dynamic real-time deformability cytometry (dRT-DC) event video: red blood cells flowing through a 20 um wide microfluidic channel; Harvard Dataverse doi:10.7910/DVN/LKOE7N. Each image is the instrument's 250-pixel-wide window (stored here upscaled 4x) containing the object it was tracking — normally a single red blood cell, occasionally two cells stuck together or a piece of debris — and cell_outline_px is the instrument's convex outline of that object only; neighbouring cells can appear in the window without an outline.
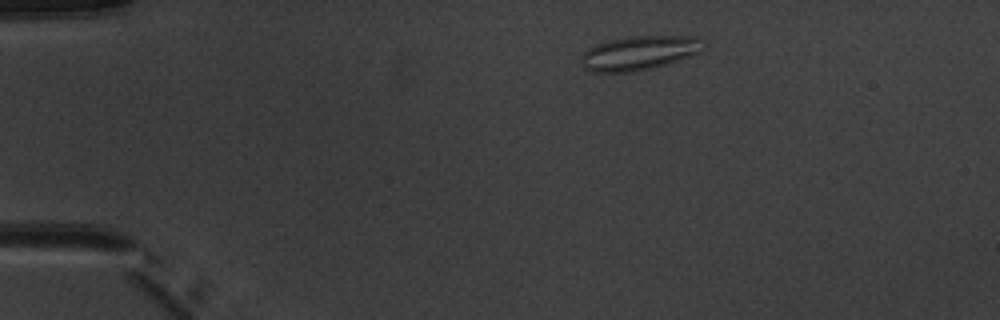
{"species": "common noctule bat (a hibernating species)", "species_latin": "Nyctalus noctula", "temperature_condition": "warm", "stored_images_in_passage": 5, "camera_frame_rate_fps": 3000, "um_per_image_px": 0.085, "animal": {"sex": "male", "body_mass_g": 20.1, "forearm_length_mm": 53.5}, "frame": {"image": 1, "passage_image": 1, "time_ms": 0.0, "image_size_px": [1000, 320], "cell_outline_px": [[708, 44], [700, 52], [680, 60], [656, 68], [632, 72], [592, 72], [584, 68], [580, 60], [580, 56], [588, 48], [596, 44], [628, 36], [696, 36], [704, 40]], "centroid_in_image_um": [54.38, 4.5], "position_along_channel_um": 30.6, "area_um2": 24.8}}
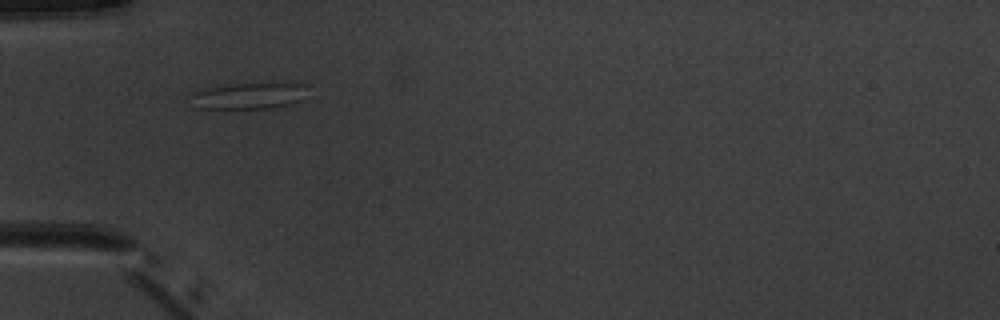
{"frame": {"image": 2, "passage_image": 3, "time_ms": 2.333, "image_size_px": [1000, 320], "cell_outline_px": [[304, 84], [300, 100], [292, 104], [276, 108], [196, 108], [188, 96], [192, 92], [204, 88], [236, 84]], "centroid_in_image_um": [21.02, 8.17], "position_along_channel_um": 64.0, "area_um2": 17.46}}
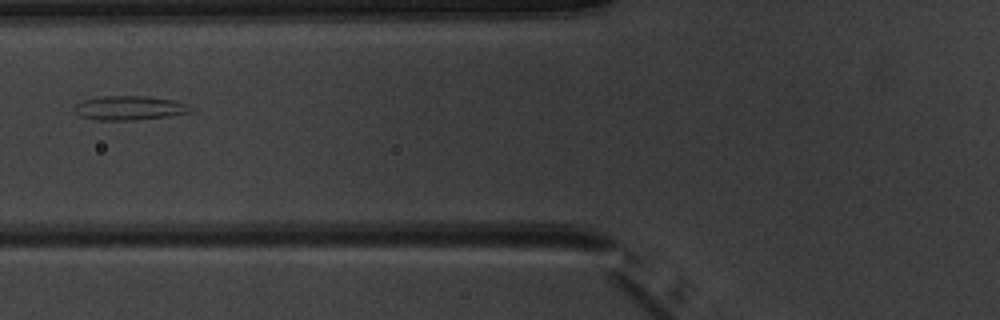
{"frame": {"image": 3, "passage_image": 4, "time_ms": 3.667, "image_size_px": [1000, 320], "cell_outline_px": [[196, 108], [192, 112], [168, 116], [136, 120], [96, 120], [80, 116], [76, 112], [76, 104], [84, 100], [100, 96], [148, 96], [176, 100], [188, 104]], "centroid_in_image_um": [11.09, 9.17], "position_along_channel_um": 114.7, "area_um2": 16.53}}